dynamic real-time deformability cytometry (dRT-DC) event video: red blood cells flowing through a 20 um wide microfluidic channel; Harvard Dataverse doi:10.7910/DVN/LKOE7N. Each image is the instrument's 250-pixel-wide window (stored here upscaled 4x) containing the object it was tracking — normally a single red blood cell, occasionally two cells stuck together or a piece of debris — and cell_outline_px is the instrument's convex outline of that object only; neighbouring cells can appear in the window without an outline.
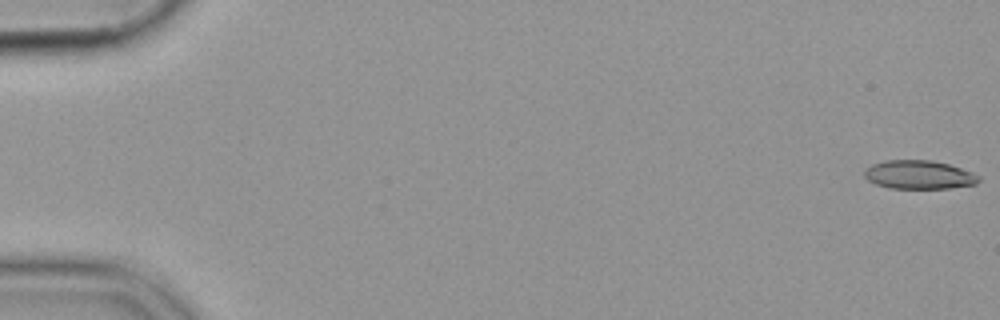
{"species": "common noctule bat (a hibernating species)", "species_latin": "Nyctalus noctula", "temperature_condition": "cold", "stored_images_in_passage": 56, "camera_frame_rate_fps": 3000, "um_per_image_px": 0.085, "animal": {"sex": "female", "body_mass_g": 19.9}, "frame": {"image": 1, "passage_image": 1, "time_ms": 0.0, "image_size_px": [1000, 320], "cell_outline_px": [[980, 180], [976, 184], [948, 188], [888, 188], [876, 184], [868, 180], [864, 176], [864, 168], [872, 164], [888, 160], [932, 160], [948, 164], [972, 172], [980, 176]], "centroid_in_image_um": [78.09, 14.85], "position_along_channel_um": 6.9, "area_um2": 19.07}}
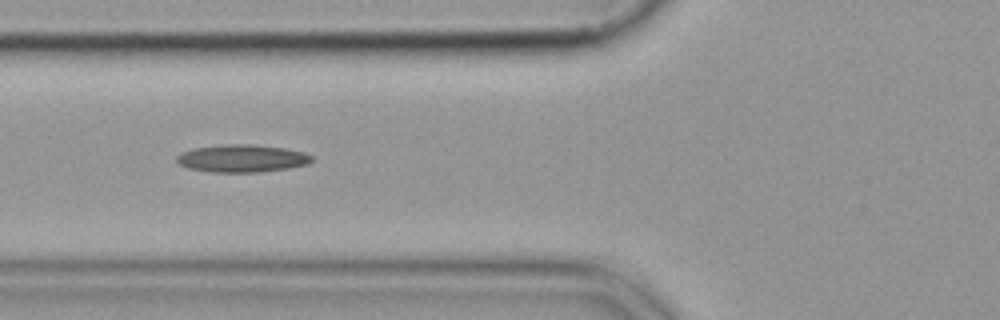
{"frame": {"image": 2, "passage_image": 22, "time_ms": 7.0, "image_size_px": [1000, 320], "cell_outline_px": [[312, 160], [308, 164], [288, 168], [256, 172], [212, 172], [188, 168], [180, 164], [176, 160], [176, 156], [180, 152], [192, 148], [224, 144], [252, 144], [284, 148], [304, 152], [312, 156]], "centroid_in_image_um": [20.54, 13.45], "position_along_channel_um": 105.3, "area_um2": 21.73}}
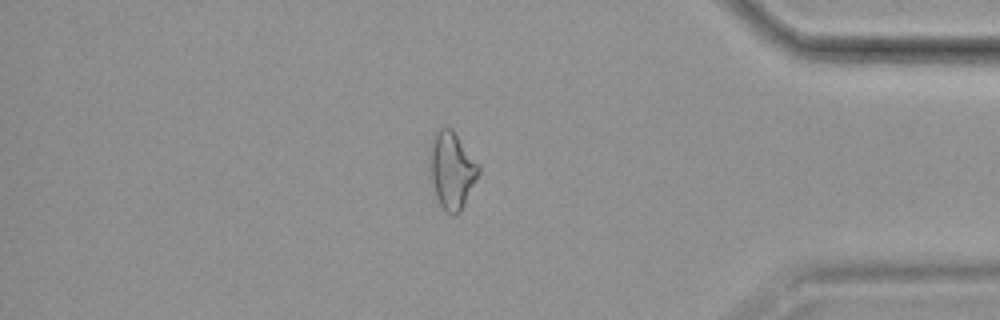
{"frame": {"image": 3, "passage_image": 48, "time_ms": 15.667, "image_size_px": [1000, 320], "cell_outline_px": [[480, 172], [460, 212], [456, 216], [452, 216], [440, 204], [436, 196], [428, 168], [428, 148], [432, 136], [440, 128], [452, 128], [480, 164]], "centroid_in_image_um": [38.38, 14.42], "position_along_channel_um": 396.8, "area_um2": 22.31}}